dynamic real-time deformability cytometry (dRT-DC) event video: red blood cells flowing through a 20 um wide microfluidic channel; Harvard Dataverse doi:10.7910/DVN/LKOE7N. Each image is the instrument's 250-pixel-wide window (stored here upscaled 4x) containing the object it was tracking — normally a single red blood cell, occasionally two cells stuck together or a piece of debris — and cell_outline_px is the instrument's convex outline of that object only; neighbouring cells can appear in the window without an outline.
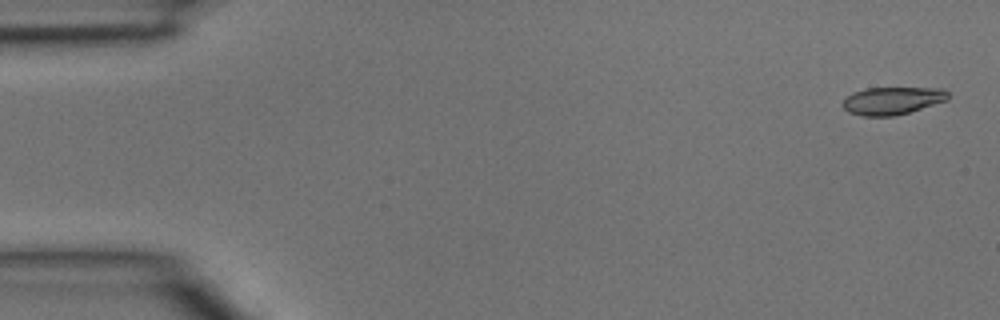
{"species": "common noctule bat (a hibernating species)", "species_latin": "Nyctalus noctula", "temperature_condition": "room temperature", "stored_images_in_passage": 5, "camera_frame_rate_fps": 3000, "um_per_image_px": 0.085, "animal": {"sex": "male", "body_mass_g": 15.6}, "frame": {"image": 1, "passage_image": 1, "time_ms": 0.0, "image_size_px": [1000, 320], "cell_outline_px": [[948, 100], [896, 116], [864, 116], [848, 112], [840, 104], [852, 92], [864, 88], [944, 88], [948, 92]], "centroid_in_image_um": [75.83, 8.55], "position_along_channel_um": 9.2, "area_um2": 17.05}}